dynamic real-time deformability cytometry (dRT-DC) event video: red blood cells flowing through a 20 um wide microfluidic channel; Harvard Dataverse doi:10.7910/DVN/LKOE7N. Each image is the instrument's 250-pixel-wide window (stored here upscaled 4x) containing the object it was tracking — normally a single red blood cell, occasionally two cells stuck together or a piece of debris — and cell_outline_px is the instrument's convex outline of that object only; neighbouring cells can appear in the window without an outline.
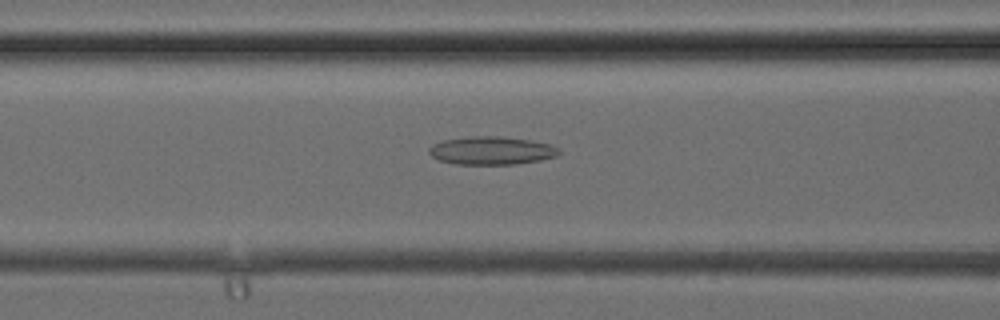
{"species": "common noctule bat (a hibernating species)", "species_latin": "Nyctalus noctula", "temperature_condition": "cold", "stored_images_in_passage": 36, "camera_frame_rate_fps": 3000, "um_per_image_px": 0.085, "animal": {"sex": "female", "body_mass_g": 24.6, "forearm_length_mm": 56.2}, "frame": {"image": 1, "passage_image": 15, "time_ms": 4.667, "image_size_px": [1000, 320], "cell_outline_px": [[560, 152], [556, 156], [540, 160], [512, 164], [456, 164], [440, 160], [432, 156], [428, 152], [428, 148], [432, 144], [444, 140], [468, 136], [500, 136], [528, 140], [552, 144], [560, 148]], "centroid_in_image_um": [41.77, 12.79], "position_along_channel_um": 124.8, "area_um2": 21.27}}
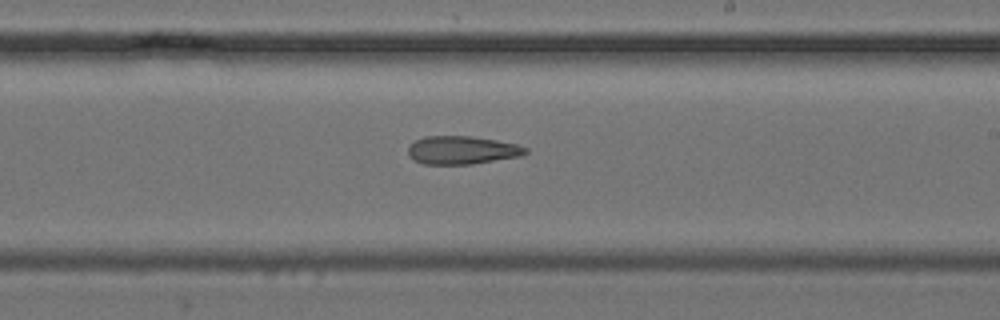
{"frame": {"image": 2, "passage_image": 22, "time_ms": 7.0, "image_size_px": [1000, 320], "cell_outline_px": [[528, 152], [520, 156], [472, 164], [424, 164], [408, 156], [408, 148], [416, 140], [424, 136], [472, 136], [496, 140], [516, 144], [528, 148]], "centroid_in_image_um": [39.28, 12.76], "position_along_channel_um": 249.7, "area_um2": 19.19}}
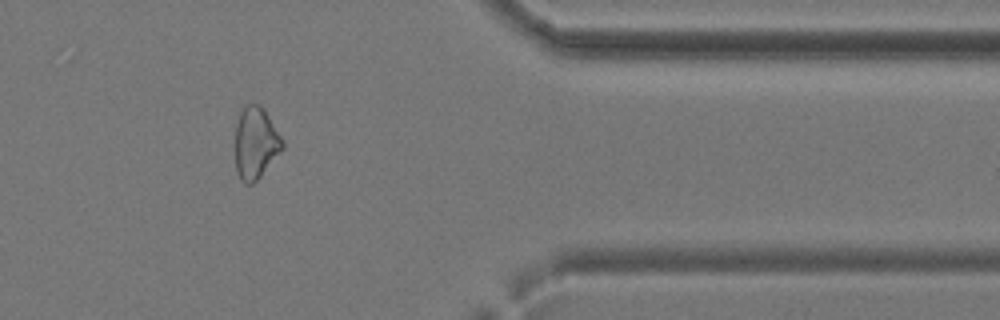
{"frame": {"image": 3, "passage_image": 31, "time_ms": 10.0, "image_size_px": [1000, 320], "cell_outline_px": [[284, 148], [260, 176], [252, 184], [244, 184], [240, 180], [236, 172], [236, 124], [240, 112], [244, 104], [260, 104], [264, 108], [284, 140]], "centroid_in_image_um": [21.73, 12.14], "position_along_channel_um": 389.7, "area_um2": 19.94}}